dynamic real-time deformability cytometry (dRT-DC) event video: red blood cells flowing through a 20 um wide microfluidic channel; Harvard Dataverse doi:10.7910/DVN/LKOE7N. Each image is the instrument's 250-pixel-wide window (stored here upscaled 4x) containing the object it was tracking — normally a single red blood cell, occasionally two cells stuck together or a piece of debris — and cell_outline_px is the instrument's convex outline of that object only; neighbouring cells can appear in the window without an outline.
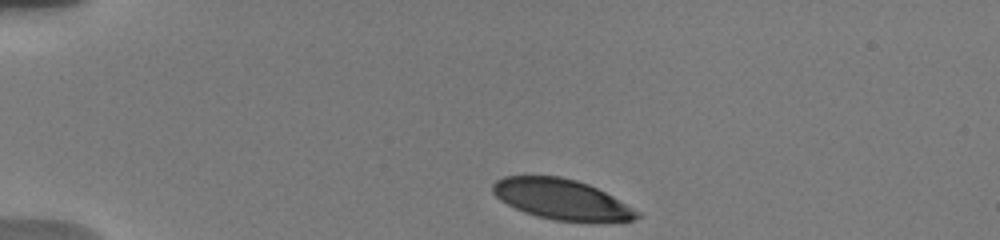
{"species": "human", "species_latin": "Homo sapiens", "temperature_condition": "warm", "stored_images_in_passage": 10, "camera_frame_rate_fps": 3000, "um_per_image_px": 0.085, "donor": {"sex": "male"}, "frame": {"image": 1, "passage_image": 1, "time_ms": 0.0, "image_size_px": [1000, 240], "cell_outline_px": [[640, 216], [632, 220], [556, 220], [536, 216], [524, 212], [500, 200], [492, 192], [492, 184], [496, 180], [504, 176], [560, 176], [576, 180], [588, 184], [612, 196], [640, 212]], "centroid_in_image_um": [47.67, 16.91], "position_along_channel_um": 37.3, "area_um2": 33.18}}
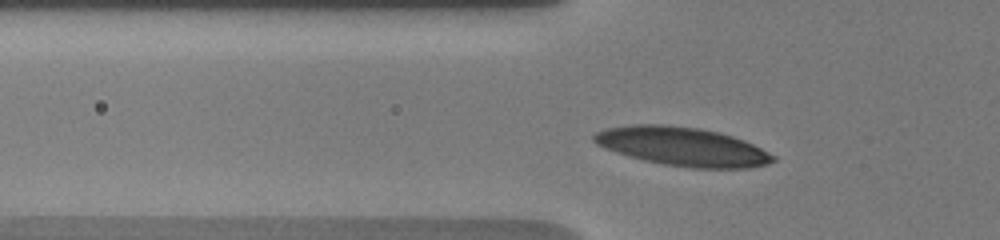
{"frame": {"image": 2, "passage_image": 7, "time_ms": 2.333, "image_size_px": [1000, 240], "cell_outline_px": [[776, 160], [768, 164], [748, 168], [692, 168], [664, 164], [644, 160], [596, 144], [592, 140], [592, 136], [596, 132], [608, 128], [636, 124], [664, 124], [700, 128], [720, 132], [744, 140], [776, 156]], "centroid_in_image_um": [58.05, 12.45], "position_along_channel_um": 67.7, "area_um2": 40.06}}
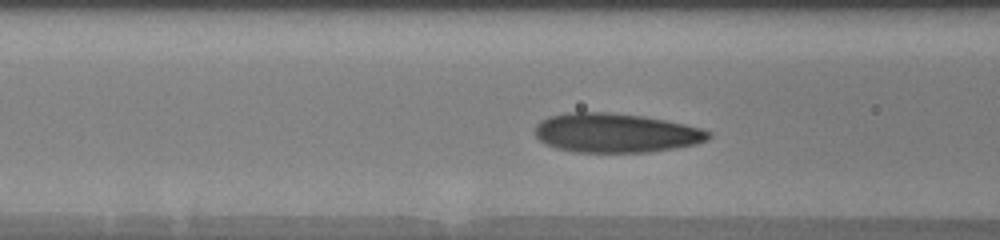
{"frame": {"image": 3, "passage_image": 9, "time_ms": 3.667, "image_size_px": [1000, 240], "cell_outline_px": [[712, 136], [708, 140], [696, 144], [648, 152], [572, 152], [556, 148], [544, 144], [536, 136], [536, 124], [540, 120], [548, 116], [568, 112], [608, 112], [644, 116], [684, 124], [700, 128], [712, 132]], "centroid_in_image_um": [52.32, 11.29], "position_along_channel_um": 114.3, "area_um2": 39.82}}